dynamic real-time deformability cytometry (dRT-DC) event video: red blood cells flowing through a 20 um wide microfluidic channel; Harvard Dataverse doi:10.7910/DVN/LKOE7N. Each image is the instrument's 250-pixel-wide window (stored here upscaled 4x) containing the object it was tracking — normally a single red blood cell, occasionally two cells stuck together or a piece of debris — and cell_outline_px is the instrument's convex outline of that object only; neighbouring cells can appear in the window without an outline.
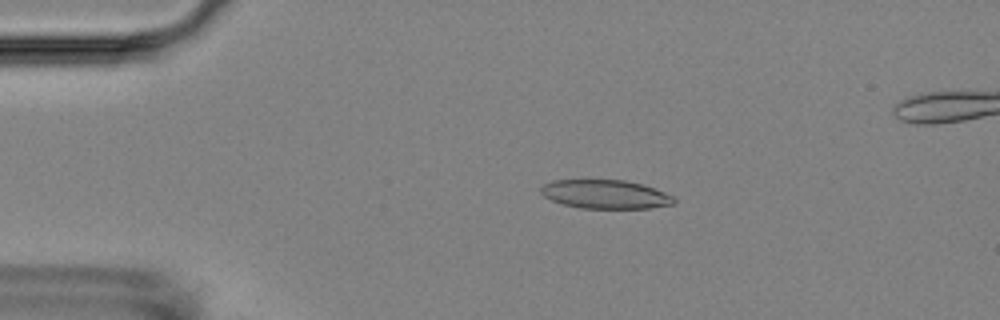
{"species": "Egyptian fruit bat (a non-hibernating species)", "species_latin": "Rousettus aegyptiacus", "temperature_condition": "room temperature", "stored_images_in_passage": 14, "camera_frame_rate_fps": 3000, "um_per_image_px": 0.085, "animal": {"sex": "female"}, "frame": {"image": 1, "passage_image": 2, "time_ms": 1.667, "image_size_px": [1000, 320], "cell_outline_px": [[676, 204], [648, 208], [580, 208], [564, 204], [552, 200], [544, 196], [540, 192], [540, 188], [544, 184], [552, 180], [624, 180], [640, 184], [676, 196]], "centroid_in_image_um": [51.47, 16.51], "position_along_channel_um": 33.5, "area_um2": 22.25}}
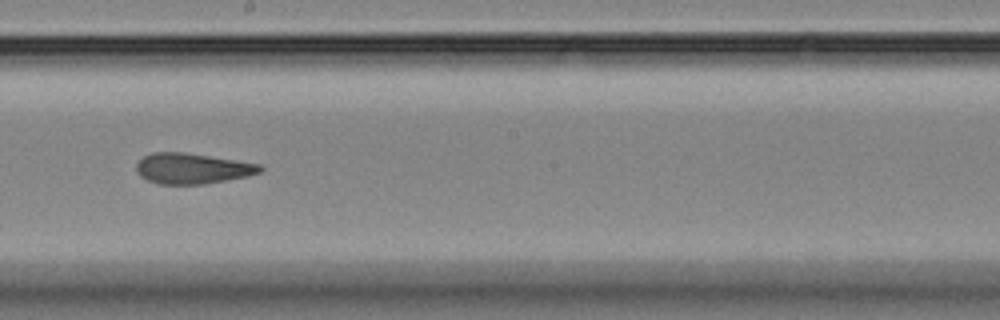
{"frame": {"image": 2, "passage_image": 7, "time_ms": 8.333, "image_size_px": [1000, 320], "cell_outline_px": [[264, 168], [260, 172], [248, 176], [204, 184], [156, 184], [140, 176], [136, 172], [136, 164], [144, 156], [152, 152], [184, 152], [260, 164]], "centroid_in_image_um": [16.32, 14.32], "position_along_channel_um": 231.9, "area_um2": 22.02}}
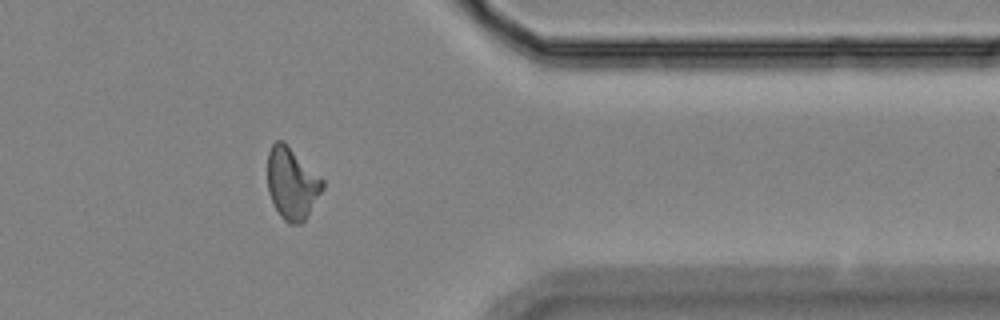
{"frame": {"image": 3, "passage_image": 11, "time_ms": 13.0, "image_size_px": [1000, 320], "cell_outline_px": [[324, 188], [304, 220], [300, 224], [288, 224], [280, 216], [268, 192], [268, 152], [272, 144], [276, 140], [284, 140], [324, 180]], "centroid_in_image_um": [24.81, 15.56], "position_along_channel_um": 386.6, "area_um2": 23.0}}